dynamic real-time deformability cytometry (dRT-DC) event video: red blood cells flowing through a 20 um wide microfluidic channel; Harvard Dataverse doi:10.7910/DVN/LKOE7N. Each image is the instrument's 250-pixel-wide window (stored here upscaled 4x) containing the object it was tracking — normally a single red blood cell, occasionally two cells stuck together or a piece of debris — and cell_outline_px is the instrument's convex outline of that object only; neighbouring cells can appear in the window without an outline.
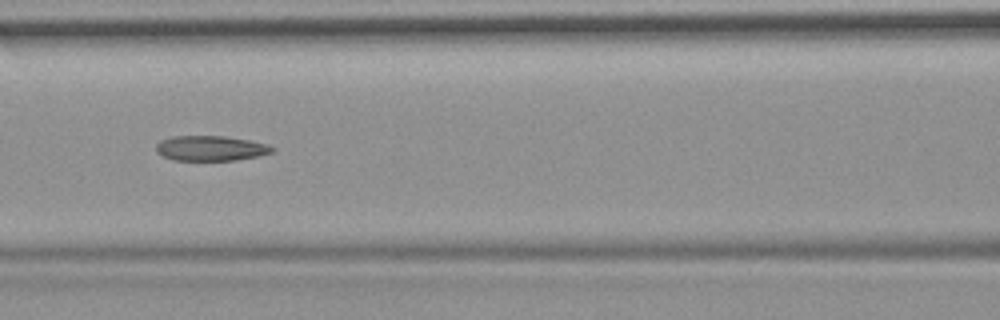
{"species": "common noctule bat (a hibernating species)", "species_latin": "Nyctalus noctula", "temperature_condition": "room temperature", "stored_images_in_passage": 54, "camera_frame_rate_fps": 3000, "um_per_image_px": 0.085, "animal": {"sex": "female", "body_mass_g": 19.9}, "frame": {"image": 1, "passage_image": 24, "time_ms": 7.667, "image_size_px": [1000, 320], "cell_outline_px": [[276, 148], [272, 152], [260, 156], [236, 160], [172, 160], [156, 152], [156, 144], [160, 140], [172, 136], [224, 136], [248, 140], [268, 144]], "centroid_in_image_um": [17.91, 12.6], "position_along_channel_um": 148.7, "area_um2": 17.05}, "authors_computed_cell_mechanics": {"area_um2": 18.207, "velocity_mm_per_s": 3.7277, "shape_relaxation_time_tau1_ms": null, "shape_relaxation_time_tau2_ms": 5.2998, "deformation_change_tau1": null, "deformation_change_tau2": 0.1566}}